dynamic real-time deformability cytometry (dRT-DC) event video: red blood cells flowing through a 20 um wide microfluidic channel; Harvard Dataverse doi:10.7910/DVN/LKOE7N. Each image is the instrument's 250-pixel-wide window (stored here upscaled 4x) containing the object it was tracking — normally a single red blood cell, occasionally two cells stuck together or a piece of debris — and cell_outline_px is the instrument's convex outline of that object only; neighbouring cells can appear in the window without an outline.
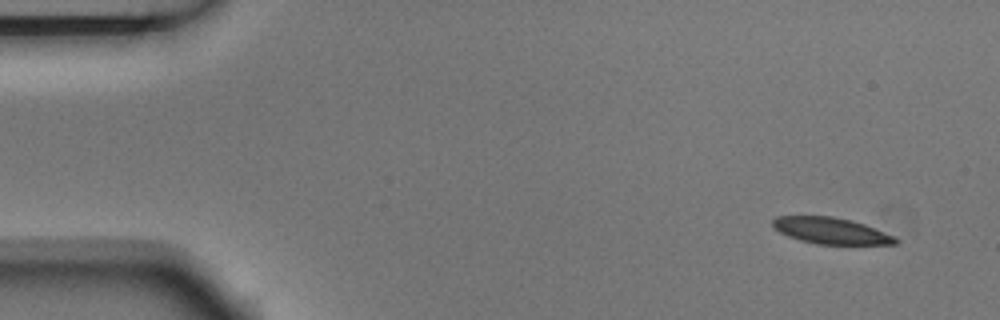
{"species": "Egyptian fruit bat (a non-hibernating species)", "species_latin": "Rousettus aegyptiacus", "temperature_condition": "room temperature", "stored_images_in_passage": 4, "camera_frame_rate_fps": 3000, "um_per_image_px": 0.085, "animal": {"sex": "male"}, "frame": {"image": 1, "passage_image": 1, "time_ms": 0.0, "image_size_px": [1000, 320], "cell_outline_px": [[900, 240], [896, 244], [816, 244], [800, 240], [788, 236], [772, 228], [772, 220], [776, 216], [832, 216], [852, 220], [864, 224], [892, 236]], "centroid_in_image_um": [70.57, 19.61], "position_along_channel_um": 14.4, "area_um2": 18.73}}
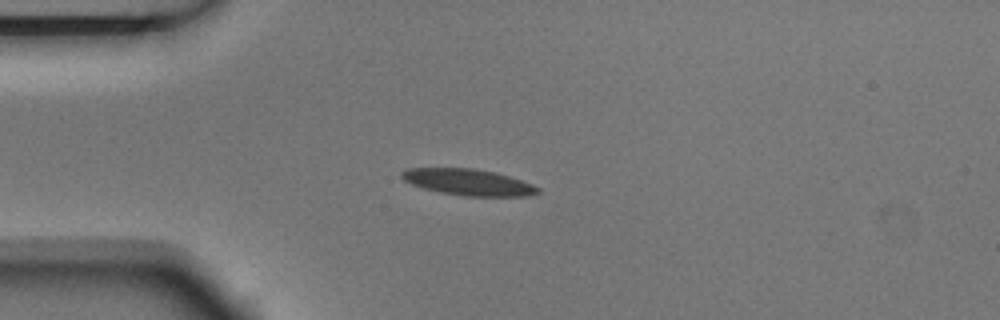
{"frame": {"image": 2, "passage_image": 4, "time_ms": 1.0, "image_size_px": [1000, 320], "cell_outline_px": [[540, 192], [528, 196], [464, 196], [440, 192], [424, 188], [412, 184], [404, 180], [400, 176], [400, 172], [408, 168], [472, 168], [496, 172], [532, 184], [540, 188]], "centroid_in_image_um": [39.8, 15.48], "position_along_channel_um": 45.2, "area_um2": 20.81}}